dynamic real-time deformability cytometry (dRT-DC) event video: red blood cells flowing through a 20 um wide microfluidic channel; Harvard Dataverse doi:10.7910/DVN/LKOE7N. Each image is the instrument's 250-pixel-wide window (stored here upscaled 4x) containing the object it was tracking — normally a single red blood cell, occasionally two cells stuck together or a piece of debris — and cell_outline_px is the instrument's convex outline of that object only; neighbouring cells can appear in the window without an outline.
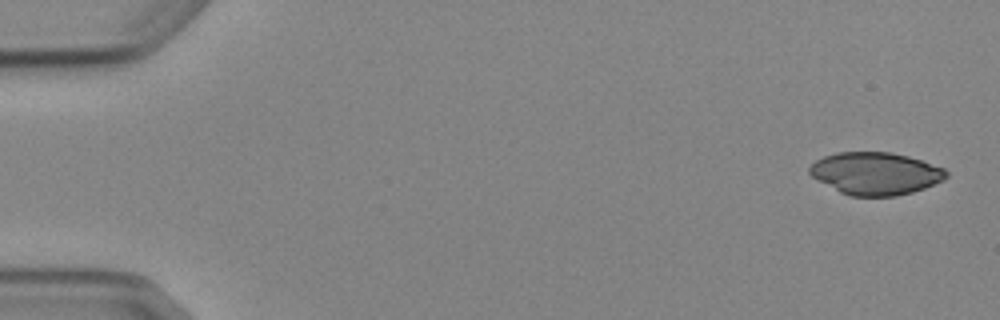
{"species": "Egyptian fruit bat (a non-hibernating species)", "species_latin": "Rousettus aegyptiacus", "temperature_condition": "cold", "stored_images_in_passage": 4, "camera_frame_rate_fps": 3000, "um_per_image_px": 0.085, "animal": {"sex": "female"}, "frame": {"image": 1, "passage_image": 1, "time_ms": 0.0, "image_size_px": [1000, 320], "cell_outline_px": [[948, 176], [944, 180], [924, 188], [912, 192], [896, 196], [848, 196], [840, 192], [812, 176], [808, 172], [808, 168], [816, 160], [824, 156], [836, 152], [888, 152], [908, 156], [944, 168], [948, 172]], "centroid_in_image_um": [74.42, 14.74], "position_along_channel_um": 10.6, "area_um2": 33.7}}